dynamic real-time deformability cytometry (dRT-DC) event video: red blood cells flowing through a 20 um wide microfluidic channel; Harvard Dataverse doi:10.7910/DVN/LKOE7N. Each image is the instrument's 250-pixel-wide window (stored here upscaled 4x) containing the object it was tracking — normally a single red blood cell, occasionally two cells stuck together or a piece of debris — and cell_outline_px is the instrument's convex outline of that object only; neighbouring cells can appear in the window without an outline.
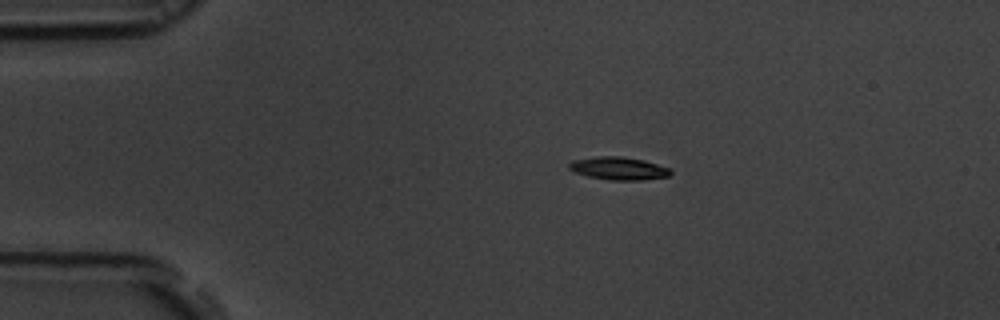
{"species": "common noctule bat (a hibernating species)", "species_latin": "Nyctalus noctula", "temperature_condition": "room temperature", "stored_images_in_passage": 46, "camera_frame_rate_fps": 3000, "um_per_image_px": 0.085, "animal": {"sex": "male", "body_mass_g": 19.5, "forearm_length_mm": 54.6}, "frame": {"image": 1, "passage_image": 1, "time_ms": 0.0, "image_size_px": [1000, 320], "cell_outline_px": [[672, 172], [668, 176], [644, 180], [608, 180], [588, 176], [576, 172], [568, 168], [568, 164], [572, 160], [596, 156], [620, 156], [644, 160], [668, 168]], "centroid_in_image_um": [52.55, 14.31], "position_along_channel_um": 32.4, "area_um2": 13.47}}
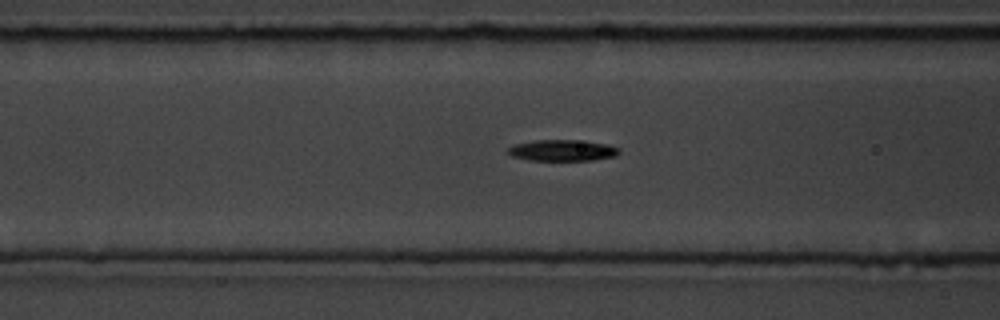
{"frame": {"image": 2, "passage_image": 12, "time_ms": 3.667, "image_size_px": [1000, 320], "cell_outline_px": [[620, 152], [616, 156], [592, 160], [528, 160], [512, 156], [504, 152], [512, 144], [536, 140], [576, 140], [608, 144], [620, 148]], "centroid_in_image_um": [47.77, 12.78], "position_along_channel_um": 118.8, "area_um2": 13.87}}
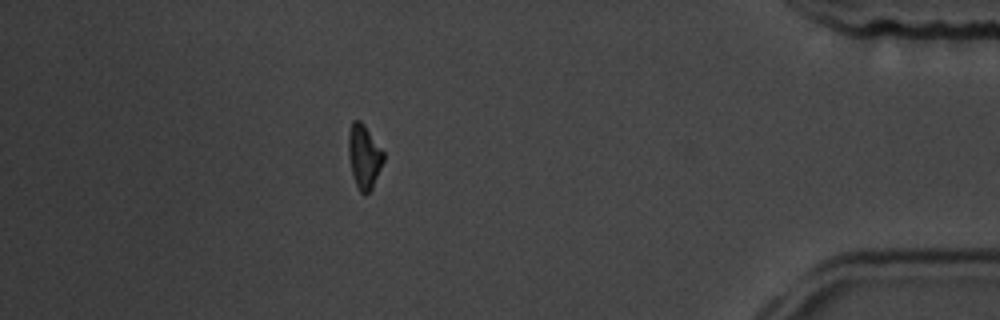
{"frame": {"image": 3, "passage_image": 39, "time_ms": 12.667, "image_size_px": [1000, 320], "cell_outline_px": [[384, 160], [372, 188], [364, 196], [360, 192], [356, 184], [352, 172], [348, 156], [348, 132], [352, 120], [360, 120], [364, 124], [384, 152]], "centroid_in_image_um": [30.93, 13.28], "position_along_channel_um": 404.3, "area_um2": 13.06}, "authors_computed_cell_mechanics": {"area_um2": 13.4674, "velocity_mm_per_s": 3.6743, "shape_relaxation_time_tau1_ms": 2.8357, "shape_relaxation_time_tau2_ms": null, "deformation_change_tau1": 0.1314, "deformation_change_tau2": null}}